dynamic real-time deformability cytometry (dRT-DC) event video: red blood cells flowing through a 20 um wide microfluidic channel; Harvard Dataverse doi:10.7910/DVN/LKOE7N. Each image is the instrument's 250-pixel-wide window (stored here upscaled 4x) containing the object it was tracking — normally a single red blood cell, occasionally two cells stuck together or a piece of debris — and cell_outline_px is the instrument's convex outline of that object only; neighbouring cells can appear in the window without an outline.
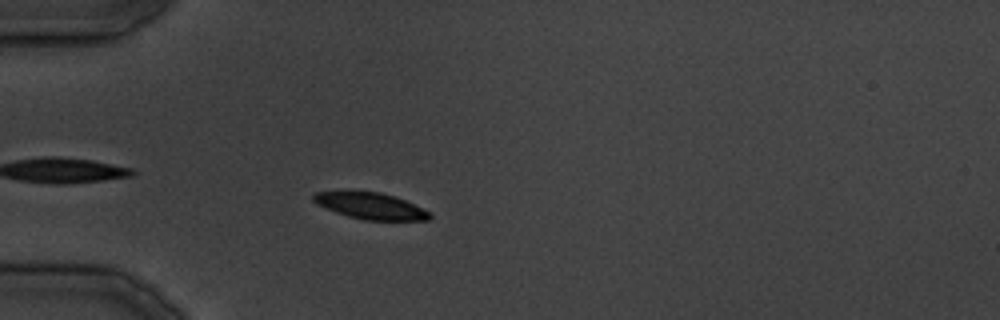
{"species": "common noctule bat (a hibernating species)", "species_latin": "Nyctalus noctula", "temperature_condition": "cold", "stored_images_in_passage": 28, "camera_frame_rate_fps": 3000, "um_per_image_px": 0.085, "animal": {"sex": "male", "body_mass_g": 19.5, "forearm_length_mm": 54.6}, "frame": {"image": 1, "passage_image": 3, "time_ms": 2.333, "image_size_px": [1000, 320], "cell_outline_px": [[432, 216], [428, 220], [364, 220], [348, 216], [336, 212], [316, 204], [312, 200], [312, 192], [380, 192], [396, 196], [432, 212]], "centroid_in_image_um": [31.53, 17.51], "position_along_channel_um": 53.5, "area_um2": 17.86}}
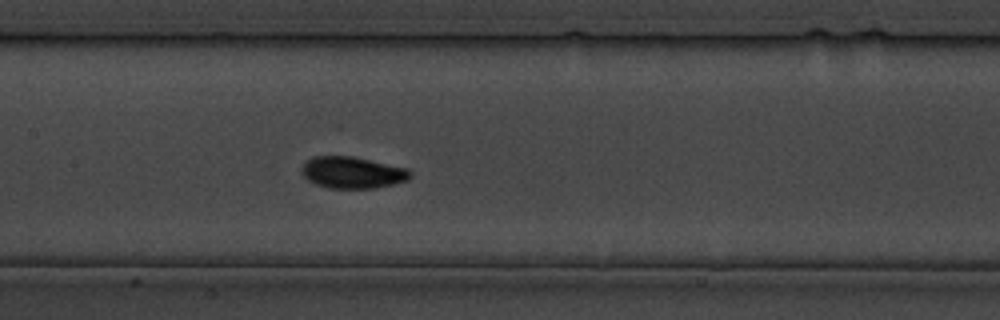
{"frame": {"image": 2, "passage_image": 10, "time_ms": 11.333, "image_size_px": [1000, 320], "cell_outline_px": [[412, 176], [408, 180], [376, 188], [328, 188], [316, 184], [308, 180], [300, 172], [300, 168], [312, 156], [352, 156], [408, 168], [412, 172]], "centroid_in_image_um": [29.96, 14.66], "position_along_channel_um": 177.4, "area_um2": 20.11}}
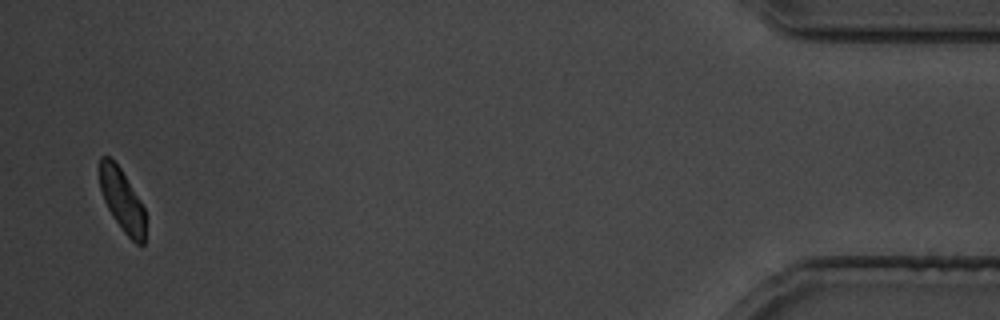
{"frame": {"image": 3, "passage_image": 27, "time_ms": 32.667, "image_size_px": [1000, 320], "cell_outline_px": [[144, 244], [136, 244], [124, 232], [112, 216], [104, 200], [100, 188], [100, 156], [108, 156], [120, 168], [140, 200], [144, 208]], "centroid_in_image_um": [10.37, 17.02], "position_along_channel_um": 424.8, "area_um2": 16.24}}